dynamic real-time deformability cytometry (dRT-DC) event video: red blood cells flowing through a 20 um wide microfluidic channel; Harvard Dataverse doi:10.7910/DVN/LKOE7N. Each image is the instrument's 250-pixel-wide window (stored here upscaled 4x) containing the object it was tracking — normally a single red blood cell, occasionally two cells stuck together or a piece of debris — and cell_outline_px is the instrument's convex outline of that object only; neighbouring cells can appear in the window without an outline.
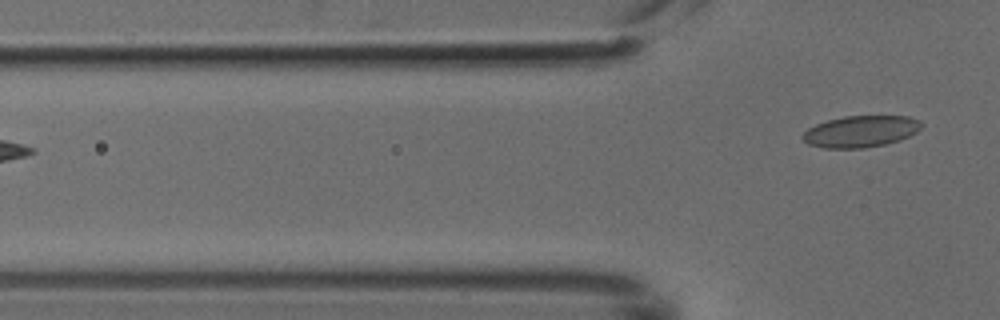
{"species": "common noctule bat (a hibernating species)", "species_latin": "Nyctalus noctula", "temperature_condition": "cold", "stored_images_in_passage": 2, "camera_frame_rate_fps": 3000, "um_per_image_px": 0.085, "animal": {"sex": "male", "body_mass_g": 18.8}, "frame": {"image": 1, "passage_image": 2, "time_ms": 0.333, "image_size_px": [1000, 320], "cell_outline_px": [[924, 124], [916, 132], [900, 140], [884, 144], [864, 148], [824, 148], [808, 144], [800, 136], [808, 128], [816, 124], [828, 120], [844, 116], [908, 116], [920, 120]], "centroid_in_image_um": [73.16, 11.17], "position_along_channel_um": 52.6, "area_um2": 21.85}}